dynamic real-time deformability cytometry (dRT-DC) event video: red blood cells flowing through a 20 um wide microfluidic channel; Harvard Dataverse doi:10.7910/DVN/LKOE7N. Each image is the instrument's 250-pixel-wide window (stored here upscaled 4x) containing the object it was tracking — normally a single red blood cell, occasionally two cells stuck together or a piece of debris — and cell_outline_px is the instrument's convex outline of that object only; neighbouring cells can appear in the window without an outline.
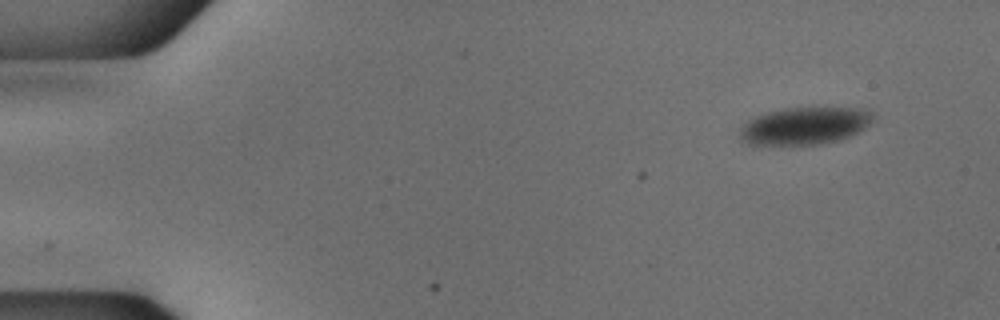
{"species": "common noctule bat (a hibernating species)", "species_latin": "Nyctalus noctula", "temperature_condition": "cold", "stored_images_in_passage": 50, "camera_frame_rate_fps": 3000, "um_per_image_px": 0.085, "animal": {"sex": "male", "body_mass_g": 18.8}, "frame": {"image": 1, "passage_image": 1, "time_ms": 0.0, "image_size_px": [1000, 320], "cell_outline_px": [[872, 116], [864, 128], [840, 140], [820, 144], [748, 144], [740, 140], [740, 128], [748, 120], [756, 116], [768, 112], [784, 108], [816, 104], [848, 108], [868, 112]], "centroid_in_image_um": [68.33, 10.65], "position_along_channel_um": 16.7, "area_um2": 29.13}}
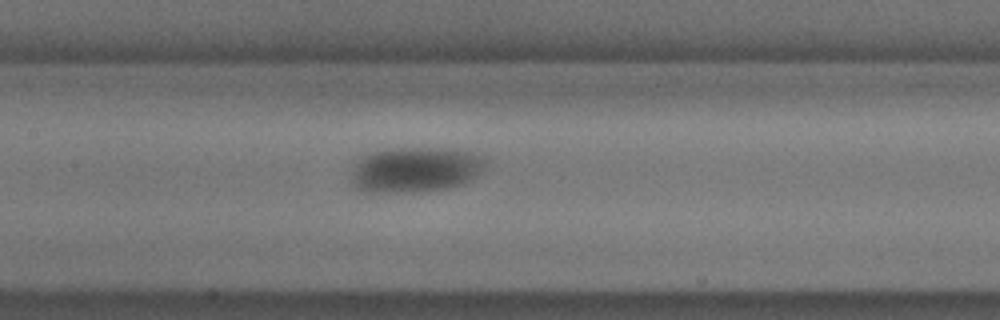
{"frame": {"image": 2, "passage_image": 22, "time_ms": 7.0, "image_size_px": [1000, 320], "cell_outline_px": [[488, 164], [472, 180], [464, 184], [452, 188], [420, 192], [360, 192], [352, 184], [352, 164], [360, 156], [384, 148], [452, 148], [484, 156]], "centroid_in_image_um": [35.29, 14.42], "position_along_channel_um": 172.1, "area_um2": 36.47}}
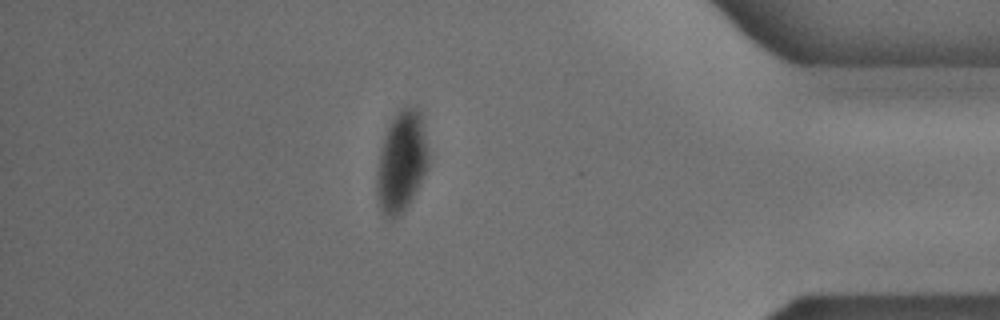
{"frame": {"image": 3, "passage_image": 43, "time_ms": 14.0, "image_size_px": [1000, 320], "cell_outline_px": [[428, 160], [424, 172], [408, 204], [400, 216], [388, 220], [380, 212], [376, 192], [376, 180], [380, 152], [388, 128], [392, 120], [400, 108], [416, 104], [420, 108], [424, 124], [428, 148]], "centroid_in_image_um": [34.12, 13.72], "position_along_channel_um": 401.1, "area_um2": 30.23}}